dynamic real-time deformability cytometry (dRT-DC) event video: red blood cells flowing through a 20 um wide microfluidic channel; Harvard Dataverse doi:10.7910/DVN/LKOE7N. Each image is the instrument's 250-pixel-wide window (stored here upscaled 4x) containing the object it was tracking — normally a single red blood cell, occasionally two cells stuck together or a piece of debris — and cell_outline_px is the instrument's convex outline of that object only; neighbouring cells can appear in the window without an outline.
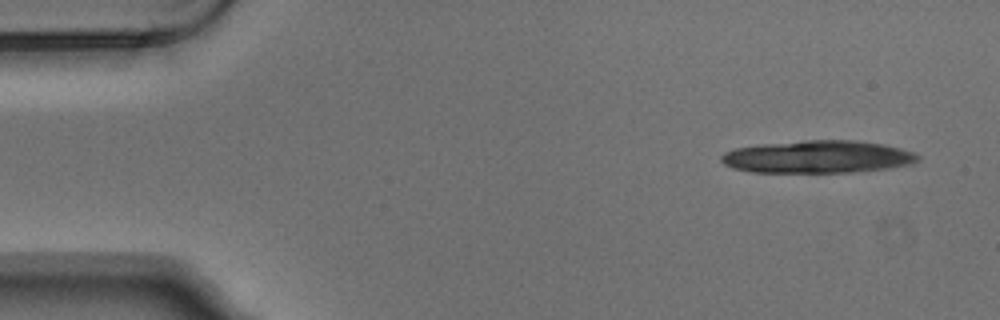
{"species": "Egyptian fruit bat (a non-hibernating species)", "species_latin": "Rousettus aegyptiacus", "temperature_condition": "warm", "stored_images_in_passage": 6, "camera_frame_rate_fps": 3000, "um_per_image_px": 0.085, "animal": {"sex": "male"}, "frame": {"image": 1, "passage_image": 1, "time_ms": 0.0, "image_size_px": [1000, 320], "cell_outline_px": [[920, 160], [912, 164], [888, 168], [848, 172], [752, 172], [732, 168], [724, 164], [720, 160], [720, 156], [724, 152], [736, 148], [760, 144], [804, 140], [856, 140], [884, 144], [900, 148], [912, 152], [920, 156]], "centroid_in_image_um": [69.5, 13.32], "position_along_channel_um": 15.5, "area_um2": 37.4}}
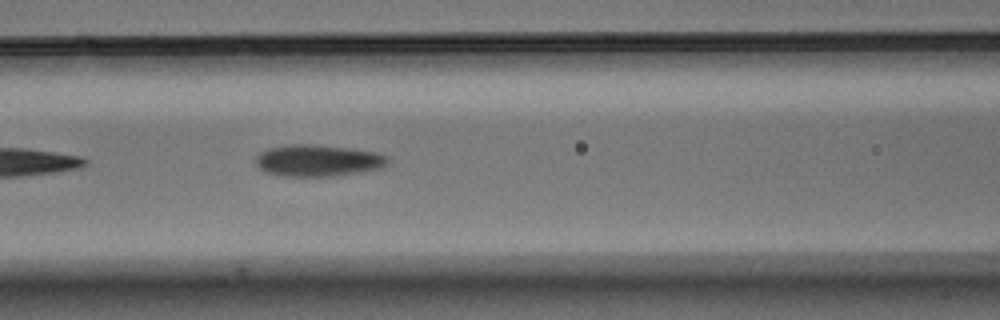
{"frame": {"image": 2, "passage_image": 6, "time_ms": 1.667, "image_size_px": [1000, 320], "cell_outline_px": [[388, 164], [384, 168], [364, 172], [332, 176], [276, 176], [264, 172], [256, 164], [256, 156], [260, 152], [268, 148], [292, 144], [308, 144], [344, 148], [376, 152], [388, 156]], "centroid_in_image_um": [27.03, 13.66], "position_along_channel_um": 139.6, "area_um2": 24.51}}